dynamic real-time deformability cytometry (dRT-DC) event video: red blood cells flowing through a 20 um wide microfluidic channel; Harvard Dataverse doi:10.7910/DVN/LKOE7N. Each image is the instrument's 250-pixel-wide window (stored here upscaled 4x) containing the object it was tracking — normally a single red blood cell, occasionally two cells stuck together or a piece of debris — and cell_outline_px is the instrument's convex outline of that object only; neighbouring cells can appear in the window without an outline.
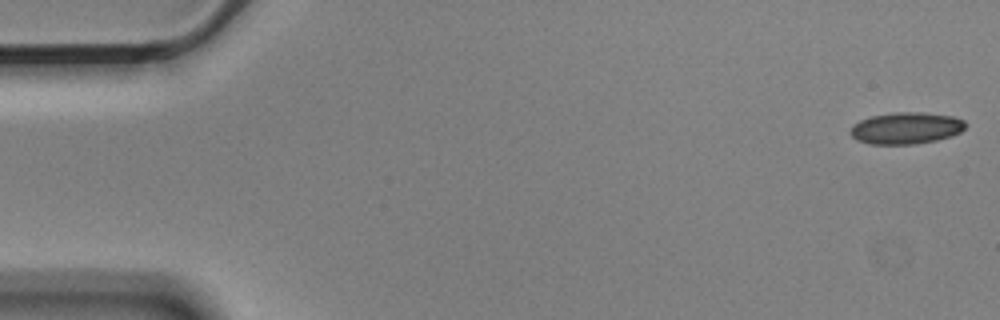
{"species": "Egyptian fruit bat (a non-hibernating species)", "species_latin": "Rousettus aegyptiacus", "temperature_condition": "cold", "stored_images_in_passage": 56, "camera_frame_rate_fps": 3000, "um_per_image_px": 0.085, "animal": {"sex": "male"}, "frame": {"image": 1, "passage_image": 1, "time_ms": 0.0, "image_size_px": [1000, 320], "cell_outline_px": [[968, 124], [960, 132], [952, 136], [936, 140], [916, 144], [868, 144], [856, 140], [848, 132], [852, 124], [860, 120], [872, 116], [892, 112], [924, 112], [952, 116], [964, 120]], "centroid_in_image_um": [77.0, 10.89], "position_along_channel_um": 8.0, "area_um2": 21.56}}
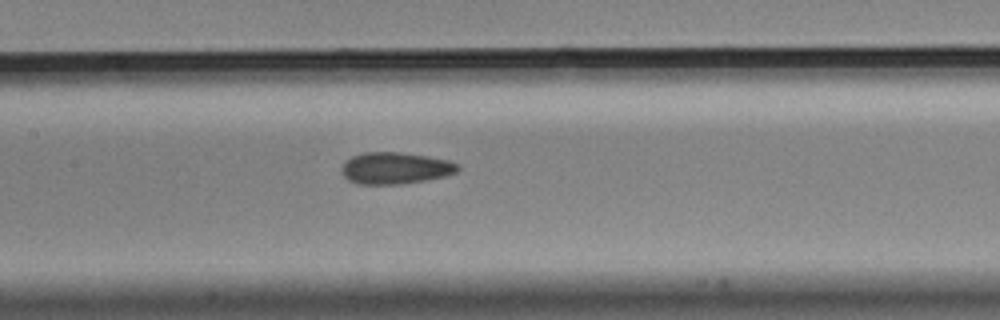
{"frame": {"image": 2, "passage_image": 26, "time_ms": 8.333, "image_size_px": [1000, 320], "cell_outline_px": [[460, 168], [456, 172], [444, 176], [424, 180], [400, 184], [356, 184], [348, 180], [340, 172], [340, 168], [352, 156], [364, 152], [400, 152], [428, 156], [448, 160], [460, 164]], "centroid_in_image_um": [33.59, 14.29], "position_along_channel_um": 173.8, "area_um2": 21.5}}
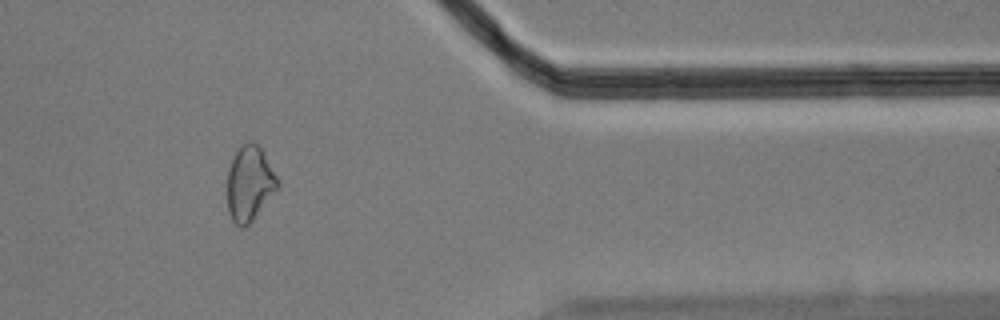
{"frame": {"image": 3, "passage_image": 46, "time_ms": 15.0, "image_size_px": [1000, 320], "cell_outline_px": [[280, 188], [252, 220], [244, 228], [240, 228], [232, 220], [228, 212], [228, 168], [240, 144], [248, 140], [252, 140], [264, 152], [280, 184]], "centroid_in_image_um": [21.23, 15.59], "position_along_channel_um": 390.2, "area_um2": 22.14}, "authors_computed_cell_mechanics": {"area_um2": 21.5305, "velocity_mm_per_s": 3.5658, "shape_relaxation_time_tau1_ms": null, "shape_relaxation_time_tau2_ms": 3.8968, "deformation_change_tau1": null, "deformation_change_tau2": 0.0925}}